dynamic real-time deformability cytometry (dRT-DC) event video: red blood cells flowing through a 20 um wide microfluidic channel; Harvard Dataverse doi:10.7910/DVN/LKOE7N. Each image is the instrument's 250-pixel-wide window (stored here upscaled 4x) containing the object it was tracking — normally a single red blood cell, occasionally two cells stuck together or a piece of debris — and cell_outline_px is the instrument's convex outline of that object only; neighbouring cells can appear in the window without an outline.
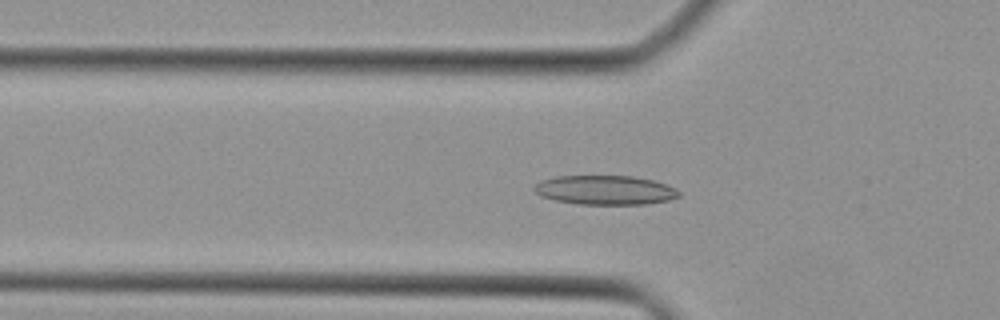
{"species": "Egyptian fruit bat (a non-hibernating species)", "species_latin": "Rousettus aegyptiacus", "temperature_condition": "cold", "stored_images_in_passage": 40, "camera_frame_rate_fps": 3000, "um_per_image_px": 0.085, "animal": {"sex": "female"}, "frame": {"image": 1, "passage_image": 11, "time_ms": 3.333, "image_size_px": [1000, 320], "cell_outline_px": [[680, 196], [668, 200], [644, 204], [576, 204], [556, 200], [540, 196], [532, 188], [540, 180], [556, 176], [632, 176], [652, 180], [676, 188], [680, 192]], "centroid_in_image_um": [51.41, 16.15], "position_along_channel_um": 74.4, "area_um2": 24.62}}
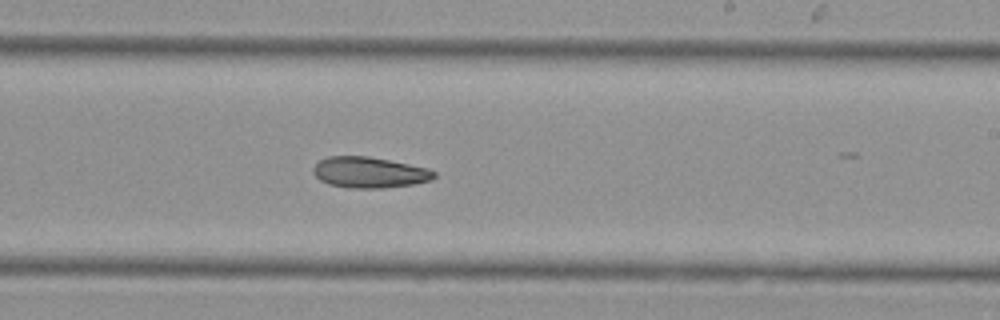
{"frame": {"image": 2, "passage_image": 23, "time_ms": 7.333, "image_size_px": [1000, 320], "cell_outline_px": [[436, 176], [432, 180], [412, 184], [384, 188], [348, 188], [328, 184], [320, 180], [312, 172], [312, 168], [320, 160], [328, 156], [368, 156], [428, 168], [436, 172]], "centroid_in_image_um": [31.38, 14.66], "position_along_channel_um": 257.6, "area_um2": 21.79}}
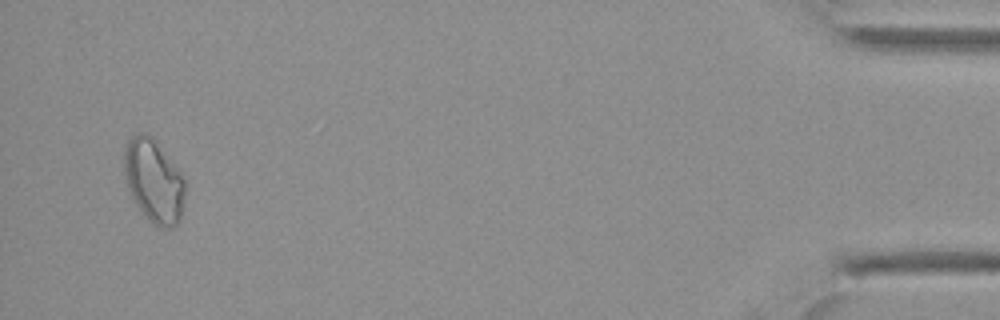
{"frame": {"image": 3, "passage_image": 39, "time_ms": 12.667, "image_size_px": [1000, 320], "cell_outline_px": [[188, 188], [180, 220], [172, 228], [160, 228], [148, 220], [144, 216], [128, 192], [124, 172], [124, 148], [128, 140], [132, 136], [140, 132], [148, 132], [152, 136], [180, 172]], "centroid_in_image_um": [13.08, 15.4], "position_along_channel_um": 422.1, "area_um2": 30.11}}